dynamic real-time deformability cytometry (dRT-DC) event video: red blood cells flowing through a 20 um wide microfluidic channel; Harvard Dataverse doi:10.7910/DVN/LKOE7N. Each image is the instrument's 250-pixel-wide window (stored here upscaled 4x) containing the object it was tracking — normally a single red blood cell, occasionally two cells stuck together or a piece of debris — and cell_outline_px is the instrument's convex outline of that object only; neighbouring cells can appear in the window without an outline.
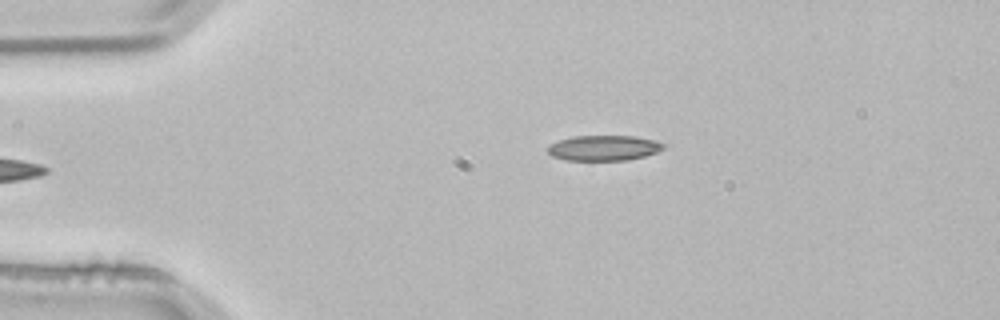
{"species": "common noctule bat (a hibernating species)", "species_latin": "Nyctalus noctula", "temperature_condition": "room temperature", "stored_images_in_passage": 4, "camera_frame_rate_fps": 3000, "um_per_image_px": 0.085, "animal": {"sex": "male", "body_mass_g": 21.5, "forearm_length_mm": 52.0}, "frame": {"image": 1, "passage_image": 4, "time_ms": 1.0, "image_size_px": [1000, 320], "cell_outline_px": [[668, 144], [664, 148], [656, 152], [644, 156], [628, 160], [564, 160], [552, 156], [548, 152], [548, 144], [572, 136], [632, 136], [656, 140]], "centroid_in_image_um": [51.33, 12.57], "position_along_channel_um": 33.7, "area_um2": 17.17}}